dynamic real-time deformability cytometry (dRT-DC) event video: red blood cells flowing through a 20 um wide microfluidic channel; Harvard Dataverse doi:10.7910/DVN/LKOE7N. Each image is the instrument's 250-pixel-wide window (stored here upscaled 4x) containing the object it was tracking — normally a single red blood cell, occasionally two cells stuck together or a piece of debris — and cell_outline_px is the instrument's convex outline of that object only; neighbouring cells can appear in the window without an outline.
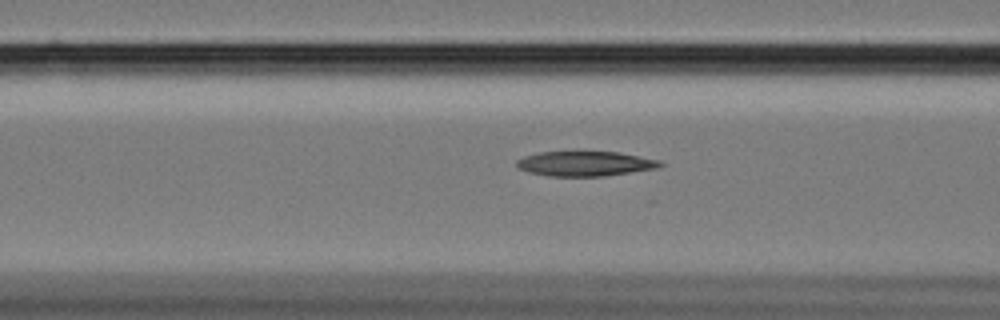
{"species": "Egyptian fruit bat (a non-hibernating species)", "species_latin": "Rousettus aegyptiacus", "temperature_condition": "cold", "stored_images_in_passage": 45, "camera_frame_rate_fps": 3000, "um_per_image_px": 0.085, "animal": {"sex": "female"}, "frame": {"image": 1, "passage_image": 10, "time_ms": 3.0, "image_size_px": [1000, 320], "cell_outline_px": [[664, 164], [656, 168], [604, 176], [548, 176], [528, 172], [516, 168], [516, 160], [524, 156], [540, 152], [620, 152], [660, 160]], "centroid_in_image_um": [49.7, 13.91], "position_along_channel_um": 116.9, "area_um2": 20.75}}
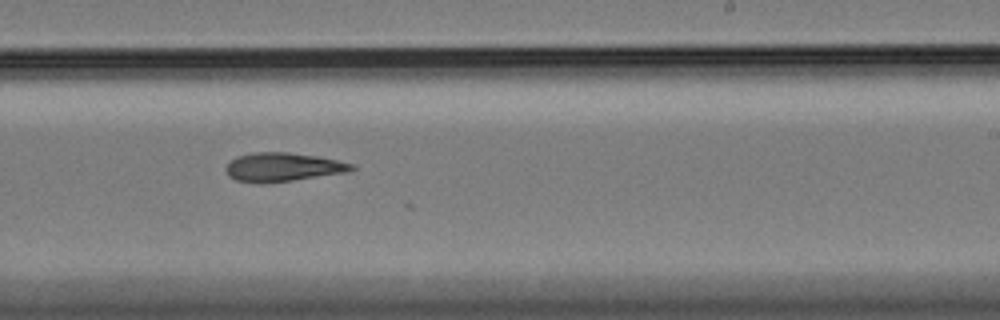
{"frame": {"image": 2, "passage_image": 23, "time_ms": 7.333, "image_size_px": [1000, 320], "cell_outline_px": [[356, 168], [348, 172], [292, 180], [260, 184], [236, 180], [228, 176], [228, 164], [236, 156], [252, 152], [288, 152], [316, 156], [356, 164]], "centroid_in_image_um": [24.06, 14.2], "position_along_channel_um": 264.9, "area_um2": 20.98}}
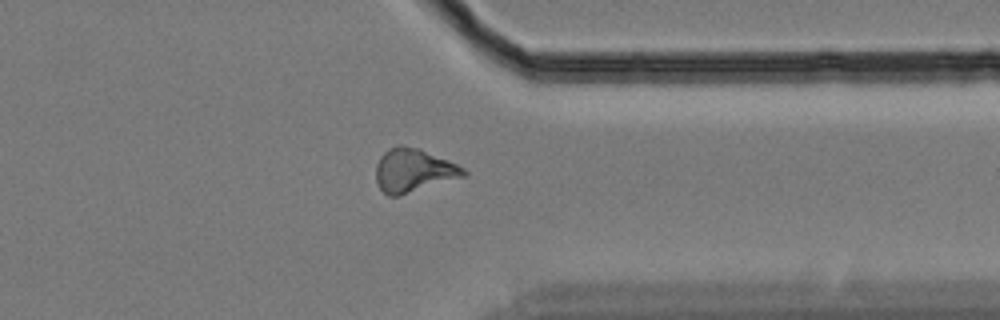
{"frame": {"image": 3, "passage_image": 33, "time_ms": 10.667, "image_size_px": [1000, 320], "cell_outline_px": [[468, 172], [464, 176], [396, 196], [388, 196], [380, 188], [376, 180], [376, 164], [380, 156], [388, 148], [400, 144], [404, 144], [420, 148], [448, 160], [464, 168]], "centroid_in_image_um": [35.11, 14.45], "position_along_channel_um": 376.3, "area_um2": 22.02}}